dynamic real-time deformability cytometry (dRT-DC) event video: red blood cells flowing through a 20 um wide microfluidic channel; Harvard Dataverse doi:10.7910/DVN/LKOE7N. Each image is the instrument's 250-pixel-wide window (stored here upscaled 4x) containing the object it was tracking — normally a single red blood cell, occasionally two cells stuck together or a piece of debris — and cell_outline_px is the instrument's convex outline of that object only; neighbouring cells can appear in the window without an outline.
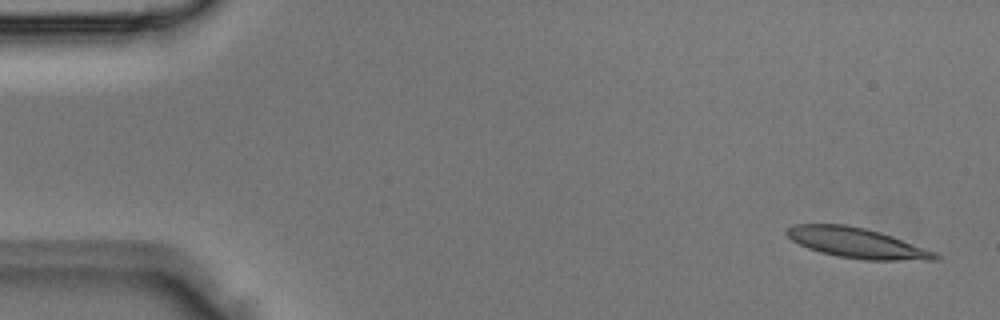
{"species": "Egyptian fruit bat (a non-hibernating species)", "species_latin": "Rousettus aegyptiacus", "temperature_condition": "room temperature", "stored_images_in_passage": 4, "camera_frame_rate_fps": 3000, "um_per_image_px": 0.085, "animal": {"sex": "male"}, "frame": {"image": 1, "passage_image": 1, "time_ms": 0.0, "image_size_px": [1000, 320], "cell_outline_px": [[940, 260], [864, 260], [836, 256], [820, 252], [808, 248], [792, 240], [784, 232], [792, 224], [844, 224], [864, 228], [880, 232], [892, 236], [936, 252], [940, 256]], "centroid_in_image_um": [72.84, 20.65], "position_along_channel_um": 12.2, "area_um2": 26.07}}
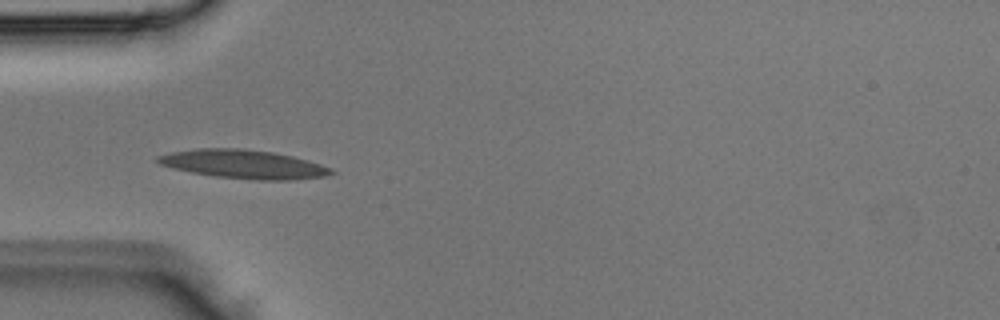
{"frame": {"image": 2, "passage_image": 3, "time_ms": 0.667, "image_size_px": [1000, 320], "cell_outline_px": [[336, 172], [324, 176], [292, 180], [260, 180], [216, 176], [192, 172], [172, 168], [160, 164], [156, 160], [156, 156], [172, 152], [196, 148], [240, 148], [272, 152], [292, 156], [308, 160], [332, 168]], "centroid_in_image_um": [20.7, 13.95], "position_along_channel_um": 64.3, "area_um2": 28.84}}